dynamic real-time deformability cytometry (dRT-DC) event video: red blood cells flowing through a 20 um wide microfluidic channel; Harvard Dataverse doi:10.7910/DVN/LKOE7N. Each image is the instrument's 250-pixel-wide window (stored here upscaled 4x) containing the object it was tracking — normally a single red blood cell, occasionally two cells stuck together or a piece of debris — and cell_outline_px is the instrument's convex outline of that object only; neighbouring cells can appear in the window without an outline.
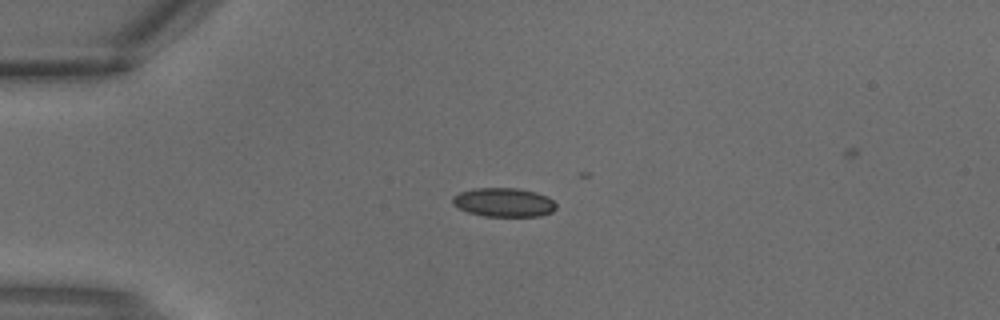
{"species": "common noctule bat (a hibernating species)", "species_latin": "Nyctalus noctula", "temperature_condition": "warm", "stored_images_in_passage": 2, "camera_frame_rate_fps": 3000, "um_per_image_px": 0.085, "animal": {"sex": "male", "body_mass_g": 18.8}, "frame": {"image": 1, "passage_image": 2, "time_ms": 0.333, "image_size_px": [1000, 320], "cell_outline_px": [[556, 208], [552, 212], [540, 216], [484, 216], [468, 212], [452, 204], [452, 196], [460, 192], [472, 188], [516, 188], [536, 192], [548, 196], [556, 204]], "centroid_in_image_um": [42.82, 17.19], "position_along_channel_um": 42.2, "area_um2": 17.51}}